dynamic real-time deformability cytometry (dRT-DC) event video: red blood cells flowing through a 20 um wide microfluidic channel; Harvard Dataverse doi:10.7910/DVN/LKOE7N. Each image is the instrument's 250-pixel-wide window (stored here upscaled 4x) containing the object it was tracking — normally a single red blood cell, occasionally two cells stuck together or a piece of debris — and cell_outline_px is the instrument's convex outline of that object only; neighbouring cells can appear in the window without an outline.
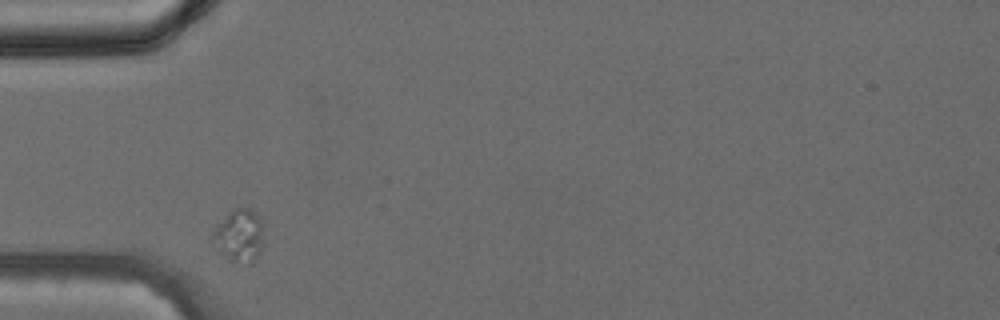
{"species": "common noctule bat (a hibernating species)", "species_latin": "Nyctalus noctula", "temperature_condition": "cold", "stored_images_in_passage": 12, "camera_frame_rate_fps": 3000, "um_per_image_px": 0.085, "animal": {"sex": "female", "body_mass_g": 24.6, "forearm_length_mm": 56.2}, "frame": {"image": 1, "passage_image": 1, "time_ms": 0.0, "image_size_px": [1000, 320], "cell_outline_px": [[260, 248], [256, 256], [252, 260], [232, 260], [224, 256], [220, 252], [212, 236], [212, 232], [228, 212], [236, 208], [248, 208], [260, 220]], "centroid_in_image_um": [20.27, 19.97], "position_along_channel_um": 64.7, "area_um2": 14.28}}
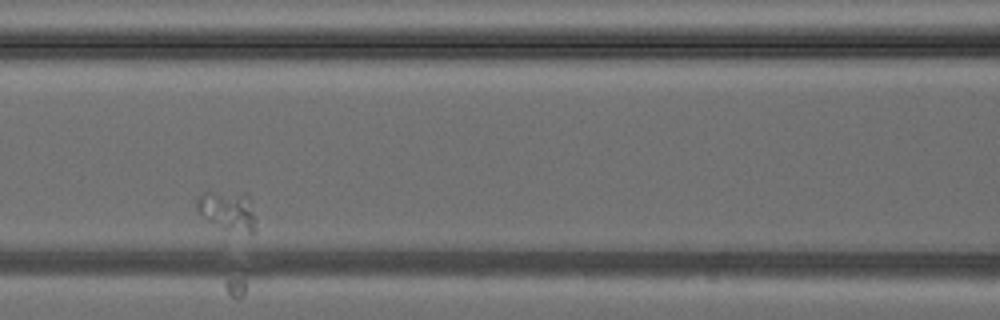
{"frame": {"image": 2, "passage_image": 7, "time_ms": 2.0, "image_size_px": [1000, 320], "cell_outline_px": [[256, 232], [248, 232], [224, 228], [208, 220], [196, 208], [196, 200], [204, 192], [244, 192], [248, 196], [256, 220]], "centroid_in_image_um": [19.38, 17.87], "position_along_channel_um": 147.2, "area_um2": 13.29}}